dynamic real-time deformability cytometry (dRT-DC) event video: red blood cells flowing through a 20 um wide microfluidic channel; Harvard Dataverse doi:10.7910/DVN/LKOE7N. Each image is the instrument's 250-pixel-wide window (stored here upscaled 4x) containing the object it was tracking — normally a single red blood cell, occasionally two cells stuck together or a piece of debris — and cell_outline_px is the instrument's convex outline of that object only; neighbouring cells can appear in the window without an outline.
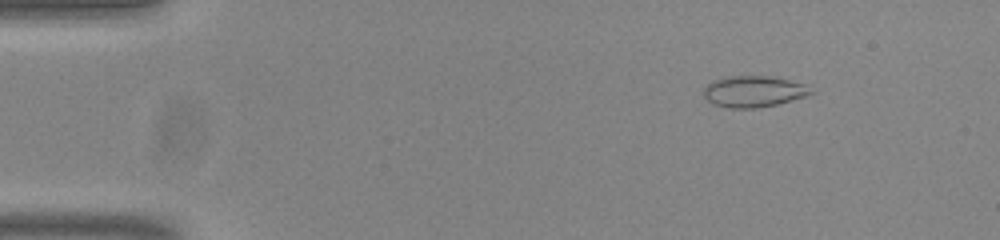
{"species": "common noctule bat (a hibernating species)", "species_latin": "Nyctalus noctula", "temperature_condition": "room temperature", "stored_images_in_passage": 54, "camera_frame_rate_fps": 3000, "um_per_image_px": 0.085, "animal": {"sex": "male", "body_mass_g": 20.0, "forearm_length_mm": 53.3}, "frame": {"image": 1, "passage_image": 7, "time_ms": 2.0, "image_size_px": [1000, 240], "cell_outline_px": [[816, 92], [808, 96], [776, 104], [756, 108], [728, 108], [712, 104], [704, 96], [704, 84], [712, 80], [728, 76], [768, 76], [788, 80], [804, 84]], "centroid_in_image_um": [64.03, 7.77], "position_along_channel_um": 21.0, "area_um2": 19.65}}
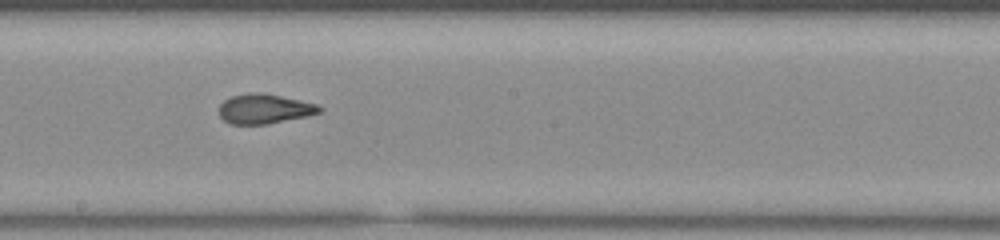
{"frame": {"image": 2, "passage_image": 30, "time_ms": 9.667, "image_size_px": [1000, 240], "cell_outline_px": [[324, 108], [320, 112], [308, 116], [268, 124], [228, 124], [220, 116], [220, 104], [224, 100], [232, 96], [248, 92], [264, 92], [316, 104]], "centroid_in_image_um": [22.47, 9.25], "position_along_channel_um": 225.7, "area_um2": 17.46}}
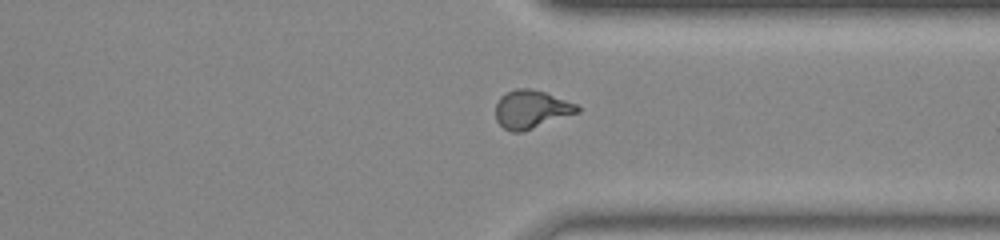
{"frame": {"image": 3, "passage_image": 41, "time_ms": 13.333, "image_size_px": [1000, 240], "cell_outline_px": [[580, 112], [520, 132], [512, 132], [504, 128], [496, 120], [496, 104], [500, 96], [516, 88], [532, 88], [544, 92], [576, 104], [580, 108]], "centroid_in_image_um": [45.14, 9.28], "position_along_channel_um": 366.3, "area_um2": 17.98}, "authors_computed_cell_mechanics": {"area_um2": 17.9758, "velocity_mm_per_s": 3.839, "shape_relaxation_time_tau1_ms": 7.2988, "shape_relaxation_time_tau2_ms": 0.9529, "deformation_change_tau1": 0.2235, "deformation_change_tau2": 0.0747}}